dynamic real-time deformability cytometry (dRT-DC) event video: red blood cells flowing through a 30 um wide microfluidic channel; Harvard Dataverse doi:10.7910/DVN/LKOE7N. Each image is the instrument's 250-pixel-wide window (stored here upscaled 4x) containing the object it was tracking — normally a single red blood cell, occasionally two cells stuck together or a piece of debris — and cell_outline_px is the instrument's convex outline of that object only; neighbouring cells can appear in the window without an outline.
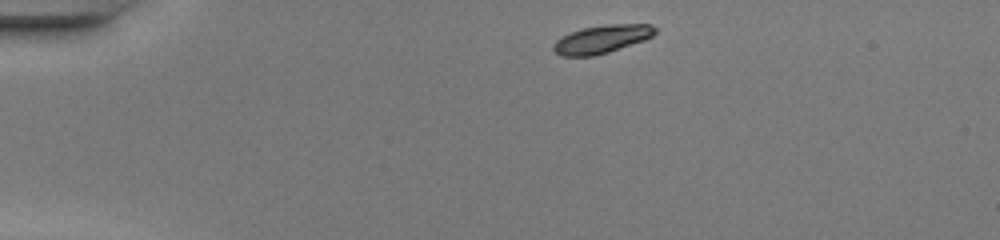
{"species": "common noctule bat (a hibernating species)", "species_latin": "Nyctalus noctula", "temperature_condition": "warm", "stored_images_in_passage": 40, "camera_frame_rate_fps": 3000, "um_per_image_px": 0.085, "animal": {"sex": "female", "body_mass_g": 20.0, "forearm_length_mm": 54.0}, "frame": {"image": 1, "passage_image": 1, "time_ms": 0.0, "image_size_px": [1000, 240], "cell_outline_px": [[656, 32], [652, 36], [644, 40], [608, 52], [592, 56], [560, 56], [552, 52], [552, 44], [556, 40], [572, 32], [584, 28], [608, 24], [652, 24], [656, 28]], "centroid_in_image_um": [51.13, 3.33], "position_along_channel_um": 33.9, "area_um2": 16.59}}
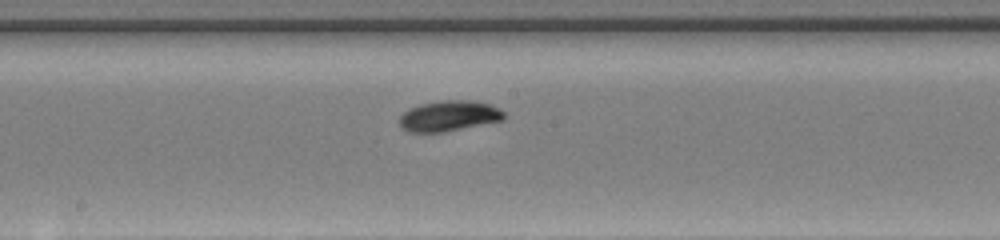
{"frame": {"image": 2, "passage_image": 18, "time_ms": 5.667, "image_size_px": [1000, 240], "cell_outline_px": [[504, 120], [444, 132], [408, 132], [400, 128], [400, 116], [408, 108], [420, 104], [440, 100], [468, 100], [488, 104], [500, 108], [504, 112]], "centroid_in_image_um": [38.14, 9.86], "position_along_channel_um": 210.1, "area_um2": 18.73}}
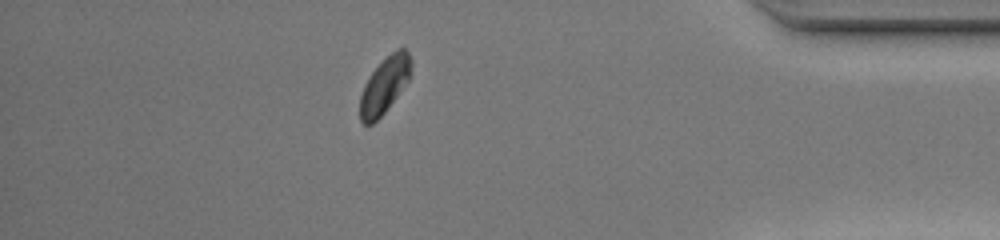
{"frame": {"image": 3, "passage_image": 34, "time_ms": 11.0, "image_size_px": [1000, 240], "cell_outline_px": [[412, 64], [408, 80], [384, 112], [372, 124], [364, 124], [360, 120], [360, 96], [364, 84], [368, 76], [396, 48], [404, 48], [408, 52], [412, 60]], "centroid_in_image_um": [32.68, 7.23], "position_along_channel_um": 402.5, "area_um2": 16.36}, "authors_computed_cell_mechanics": {"area_um2": 17.34, "velocity_mm_per_s": 4.2418, "shape_relaxation_time_tau1_ms": 1.8497, "shape_relaxation_time_tau2_ms": null, "deformation_change_tau1": 0.1293, "deformation_change_tau2": null}}